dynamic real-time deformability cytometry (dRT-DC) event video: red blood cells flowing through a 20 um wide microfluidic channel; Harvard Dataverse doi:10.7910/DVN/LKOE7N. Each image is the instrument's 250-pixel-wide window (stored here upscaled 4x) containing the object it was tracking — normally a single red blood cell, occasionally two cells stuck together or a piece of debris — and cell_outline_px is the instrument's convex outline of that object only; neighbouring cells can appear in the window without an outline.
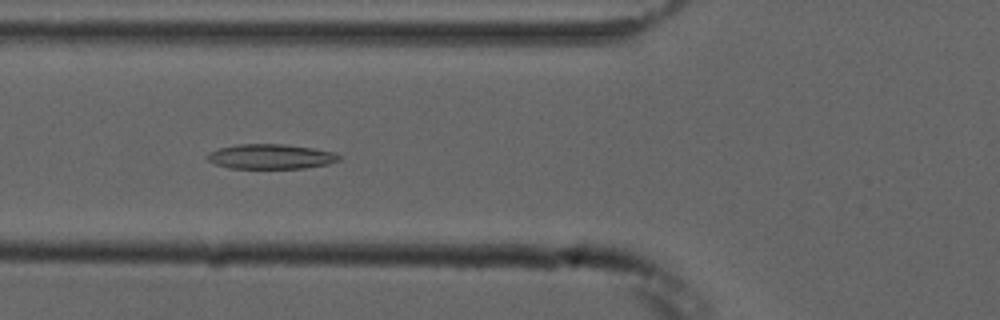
{"species": "common noctule bat (a hibernating species)", "species_latin": "Nyctalus noctula", "temperature_condition": "cold", "stored_images_in_passage": 6, "camera_frame_rate_fps": 3000, "um_per_image_px": 0.085, "animal": {"sex": "male", "forearm_length_mm": 52.5}, "frame": {"image": 1, "passage_image": 6, "time_ms": 5.667, "image_size_px": [1000, 320], "cell_outline_px": [[340, 160], [328, 164], [304, 168], [228, 168], [216, 164], [208, 160], [208, 152], [220, 148], [240, 144], [284, 144], [312, 148], [332, 152], [340, 156]], "centroid_in_image_um": [23.01, 13.31], "position_along_channel_um": 102.8, "area_um2": 18.84}}